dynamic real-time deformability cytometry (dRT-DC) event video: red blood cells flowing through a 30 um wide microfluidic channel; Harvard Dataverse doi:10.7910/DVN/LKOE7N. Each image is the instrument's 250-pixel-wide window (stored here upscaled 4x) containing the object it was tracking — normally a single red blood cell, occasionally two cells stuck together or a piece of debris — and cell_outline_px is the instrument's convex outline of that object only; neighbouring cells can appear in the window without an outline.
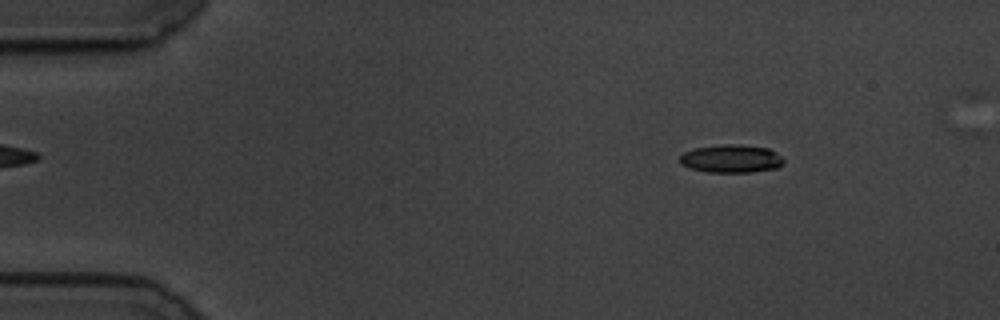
{"species": "common noctule bat (a hibernating species)", "species_latin": "Nyctalus noctula", "temperature_condition": "cold", "stored_images_in_passage": 53, "camera_frame_rate_fps": 3000, "um_per_image_px": 0.085, "animal": {"sex": "male", "body_mass_g": 19.5, "forearm_length_mm": 54.6}, "frame": {"image": 1, "passage_image": 3, "time_ms": 0.667, "image_size_px": [1000, 320], "cell_outline_px": [[784, 164], [776, 168], [752, 172], [704, 172], [688, 168], [680, 164], [680, 156], [684, 152], [692, 148], [720, 144], [736, 144], [768, 148], [776, 152], [784, 160]], "centroid_in_image_um": [62.12, 13.49], "position_along_channel_um": 22.9, "area_um2": 17.22}}
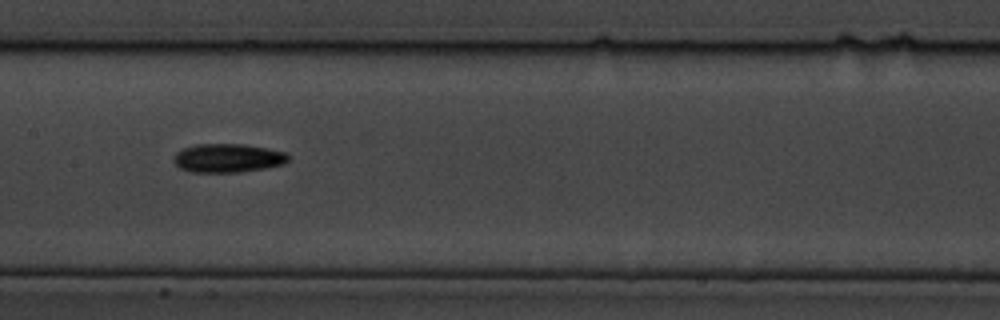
{"frame": {"image": 2, "passage_image": 24, "time_ms": 7.667, "image_size_px": [1000, 320], "cell_outline_px": [[288, 160], [284, 164], [268, 168], [240, 172], [192, 172], [180, 168], [172, 160], [172, 156], [176, 152], [184, 148], [196, 144], [244, 144], [268, 148], [288, 152]], "centroid_in_image_um": [19.38, 13.43], "position_along_channel_um": 188.0, "area_um2": 19.42}}
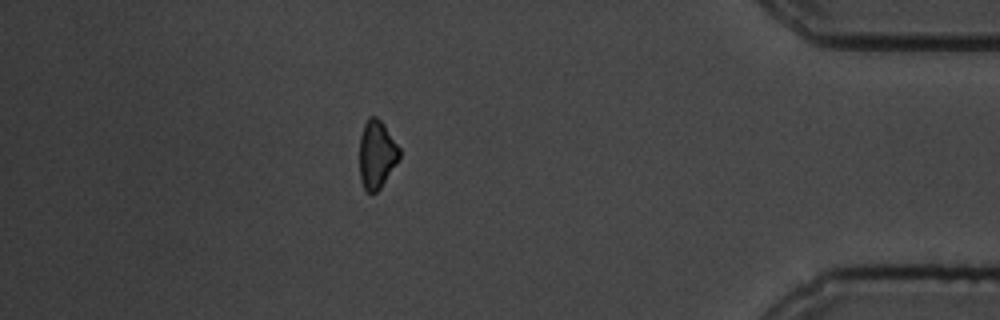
{"frame": {"image": 3, "passage_image": 46, "time_ms": 15.0, "image_size_px": [1000, 320], "cell_outline_px": [[400, 156], [380, 188], [376, 192], [368, 192], [364, 188], [360, 180], [360, 136], [364, 124], [368, 116], [376, 116], [384, 124], [400, 148]], "centroid_in_image_um": [32.01, 13.09], "position_along_channel_um": 403.2, "area_um2": 15.66}, "authors_computed_cell_mechanics": {"area_um2": 17.2822, "velocity_mm_per_s": 3.4828, "shape_relaxation_time_tau1_ms": 3.7881, "shape_relaxation_time_tau2_ms": null, "deformation_change_tau1": 0.0964, "deformation_change_tau2": null}}